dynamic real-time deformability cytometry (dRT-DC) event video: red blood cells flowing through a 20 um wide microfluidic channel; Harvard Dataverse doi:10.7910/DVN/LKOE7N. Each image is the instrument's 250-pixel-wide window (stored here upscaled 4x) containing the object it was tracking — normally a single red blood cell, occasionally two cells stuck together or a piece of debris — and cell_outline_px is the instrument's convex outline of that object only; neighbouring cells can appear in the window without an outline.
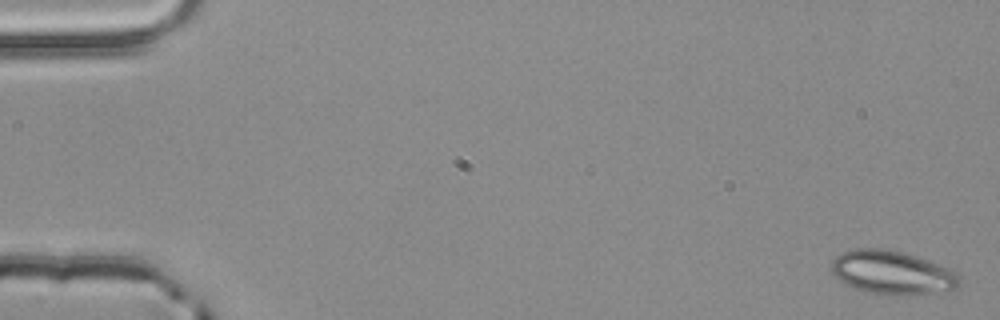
{"species": "common noctule bat (a hibernating species)", "species_latin": "Nyctalus noctula", "temperature_condition": "room temperature", "stored_images_in_passage": 4, "camera_frame_rate_fps": 3000, "um_per_image_px": 0.085, "animal": {"sex": "male", "body_mass_g": 20.4}, "frame": {"image": 1, "passage_image": 1, "time_ms": 0.0, "image_size_px": [1000, 320], "cell_outline_px": [[960, 284], [956, 288], [932, 292], [904, 296], [868, 292], [856, 288], [840, 280], [832, 272], [832, 260], [840, 252], [856, 248], [884, 248], [904, 252], [916, 256], [948, 268], [956, 272], [960, 280]], "centroid_in_image_um": [75.82, 23.15], "position_along_channel_um": 9.2, "area_um2": 32.25}}